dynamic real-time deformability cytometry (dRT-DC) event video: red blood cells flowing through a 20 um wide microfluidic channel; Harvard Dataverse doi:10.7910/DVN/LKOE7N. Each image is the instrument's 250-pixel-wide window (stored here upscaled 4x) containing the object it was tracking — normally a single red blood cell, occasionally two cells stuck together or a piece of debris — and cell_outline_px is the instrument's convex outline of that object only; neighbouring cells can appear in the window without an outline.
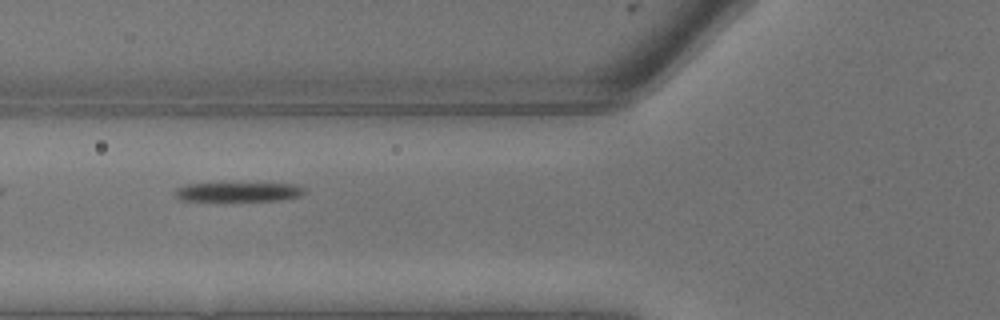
{"species": "common noctule bat (a hibernating species)", "species_latin": "Nyctalus noctula", "temperature_condition": "warm", "stored_images_in_passage": 5, "camera_frame_rate_fps": 3000, "um_per_image_px": 0.085, "animal": {"sex": "male", "body_mass_g": 13.3}, "frame": {"image": 1, "passage_image": 4, "time_ms": 1.0, "image_size_px": [1000, 320], "cell_outline_px": [[304, 192], [300, 196], [280, 200], [180, 200], [176, 196], [176, 188], [188, 184], [296, 184], [304, 188]], "centroid_in_image_um": [20.28, 16.31], "position_along_channel_um": 105.5, "area_um2": 13.99}}